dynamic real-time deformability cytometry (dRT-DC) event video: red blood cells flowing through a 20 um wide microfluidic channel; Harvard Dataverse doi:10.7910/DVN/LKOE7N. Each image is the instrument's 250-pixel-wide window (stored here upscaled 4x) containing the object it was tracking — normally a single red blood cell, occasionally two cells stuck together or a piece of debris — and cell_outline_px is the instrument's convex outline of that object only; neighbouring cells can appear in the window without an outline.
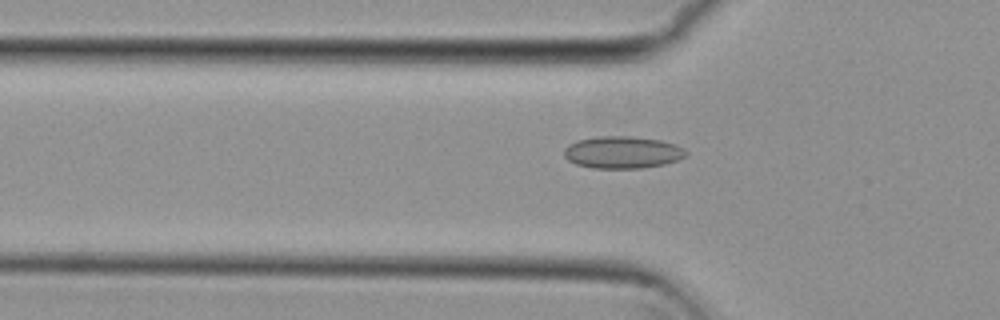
{"species": "common noctule bat (a hibernating species)", "species_latin": "Nyctalus noctula", "temperature_condition": "cold", "stored_images_in_passage": 14, "camera_frame_rate_fps": 3000, "um_per_image_px": 0.085, "animal": {"sex": "female", "body_mass_g": 29.2, "forearm_length_mm": 56.3}, "frame": {"image": 1, "passage_image": 11, "time_ms": 3.333, "image_size_px": [1000, 320], "cell_outline_px": [[688, 152], [684, 156], [676, 160], [664, 164], [640, 168], [592, 168], [576, 164], [568, 160], [564, 156], [564, 148], [568, 144], [576, 140], [596, 136], [632, 136], [660, 140], [676, 144], [684, 148]], "centroid_in_image_um": [52.88, 12.93], "position_along_channel_um": 72.9, "area_um2": 22.95}}